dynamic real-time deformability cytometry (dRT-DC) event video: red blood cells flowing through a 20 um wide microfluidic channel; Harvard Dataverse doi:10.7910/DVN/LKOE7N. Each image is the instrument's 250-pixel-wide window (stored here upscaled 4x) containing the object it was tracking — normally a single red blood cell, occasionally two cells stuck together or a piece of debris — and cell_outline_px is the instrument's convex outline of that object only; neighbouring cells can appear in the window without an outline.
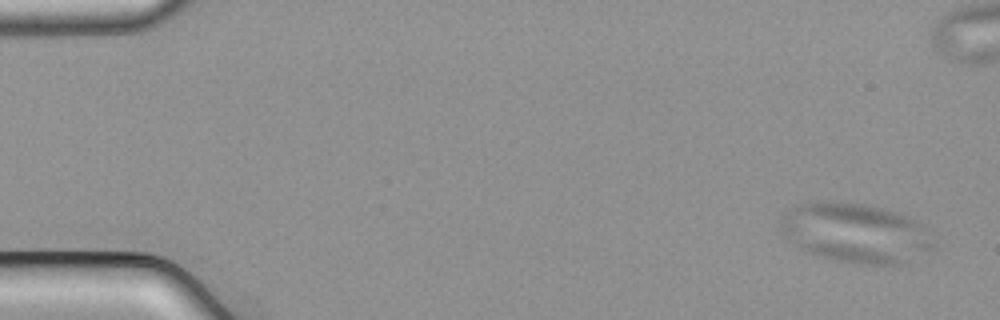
{"species": "common noctule bat (a hibernating species)", "species_latin": "Nyctalus noctula", "temperature_condition": "cold", "stored_images_in_passage": 4, "camera_frame_rate_fps": 3000, "um_per_image_px": 0.085, "animal": {"sex": "male", "body_mass_g": 21.5, "forearm_length_mm": 52.0}, "frame": {"image": 1, "passage_image": 1, "time_ms": 0.0, "image_size_px": [1000, 320], "cell_outline_px": [[936, 248], [904, 264], [856, 264], [836, 260], [808, 252], [784, 236], [780, 228], [780, 216], [788, 208], [800, 204], [860, 204], [892, 212], [904, 216], [920, 224]], "centroid_in_image_um": [72.7, 19.85], "position_along_channel_um": 12.3, "area_um2": 51.5}}